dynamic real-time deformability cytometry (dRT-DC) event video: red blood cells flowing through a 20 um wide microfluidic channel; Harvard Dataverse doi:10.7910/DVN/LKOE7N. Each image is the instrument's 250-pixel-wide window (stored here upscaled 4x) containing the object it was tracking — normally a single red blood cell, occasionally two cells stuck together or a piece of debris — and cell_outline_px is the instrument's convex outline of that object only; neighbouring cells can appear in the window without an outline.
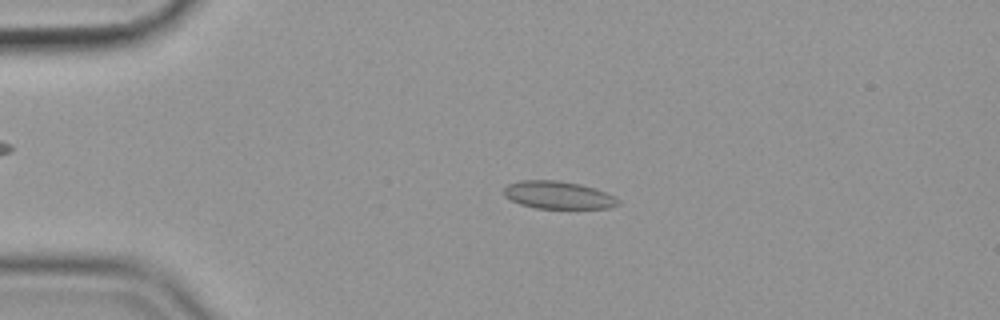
{"species": "common noctule bat (a hibernating species)", "species_latin": "Nyctalus noctula", "temperature_condition": "cold", "stored_images_in_passage": 57, "camera_frame_rate_fps": 3000, "um_per_image_px": 0.085, "animal": {"sex": "female", "body_mass_g": 19.9}, "frame": {"image": 1, "passage_image": 13, "time_ms": 4.0, "image_size_px": [1000, 320], "cell_outline_px": [[620, 204], [608, 208], [536, 208], [520, 204], [504, 196], [504, 188], [508, 184], [520, 180], [556, 180], [580, 184], [596, 188], [616, 196], [620, 200]], "centroid_in_image_um": [47.47, 16.57], "position_along_channel_um": 37.5, "area_um2": 18.5}}
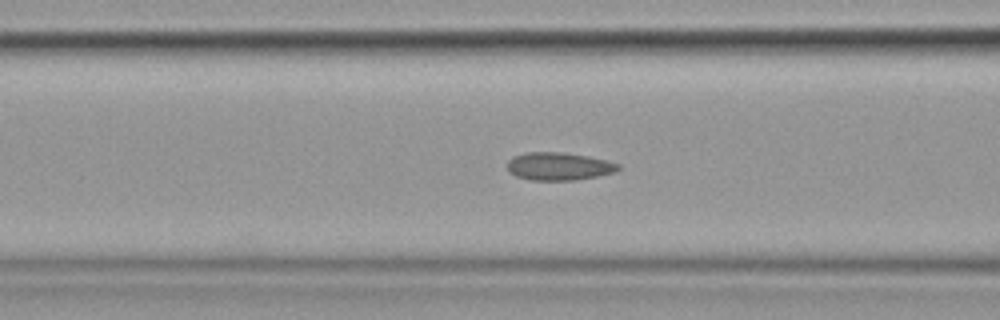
{"frame": {"image": 2, "passage_image": 23, "time_ms": 7.333, "image_size_px": [1000, 320], "cell_outline_px": [[620, 168], [616, 172], [576, 180], [532, 180], [516, 176], [508, 172], [508, 160], [516, 156], [528, 152], [560, 152], [588, 156], [608, 160], [620, 164]], "centroid_in_image_um": [47.53, 14.14], "position_along_channel_um": 119.1, "area_um2": 17.98}}
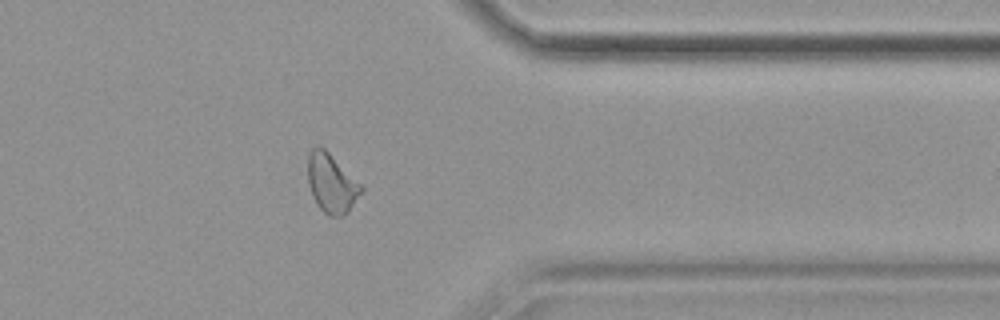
{"frame": {"image": 3, "passage_image": 46, "time_ms": 15.0, "image_size_px": [1000, 320], "cell_outline_px": [[364, 192], [348, 212], [344, 216], [328, 216], [316, 204], [312, 196], [308, 184], [308, 156], [312, 148], [324, 148], [364, 188]], "centroid_in_image_um": [28.19, 15.64], "position_along_channel_um": 383.2, "area_um2": 18.21}, "authors_computed_cell_mechanics": {"area_um2": 18.207, "velocity_mm_per_s": 3.562, "shape_relaxation_time_tau1_ms": null, "shape_relaxation_time_tau2_ms": 1.8045, "deformation_change_tau1": null, "deformation_change_tau2": 0.0555}}